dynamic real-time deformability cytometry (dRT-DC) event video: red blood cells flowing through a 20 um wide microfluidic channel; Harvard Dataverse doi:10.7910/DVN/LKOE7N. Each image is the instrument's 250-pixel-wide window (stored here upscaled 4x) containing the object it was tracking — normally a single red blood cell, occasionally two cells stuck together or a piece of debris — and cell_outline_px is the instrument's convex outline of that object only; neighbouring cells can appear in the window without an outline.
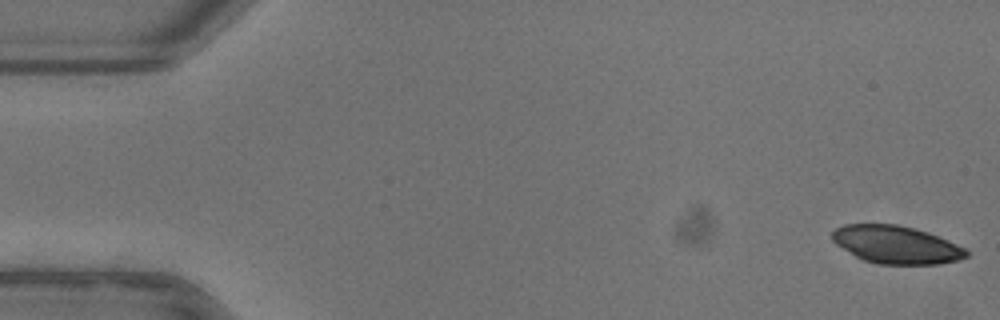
{"species": "common noctule bat (a hibernating species)", "species_latin": "Nyctalus noctula", "temperature_condition": "warm", "stored_images_in_passage": 15, "camera_frame_rate_fps": 3000, "um_per_image_px": 0.085, "animal": {"sex": "female"}, "frame": {"image": 1, "passage_image": 1, "time_ms": 0.0, "image_size_px": [1000, 320], "cell_outline_px": [[968, 256], [960, 260], [940, 264], [876, 264], [864, 260], [856, 256], [836, 244], [832, 240], [832, 232], [836, 228], [844, 224], [896, 224], [928, 232], [968, 248]], "centroid_in_image_um": [76.22, 20.8], "position_along_channel_um": 8.8, "area_um2": 29.65}}
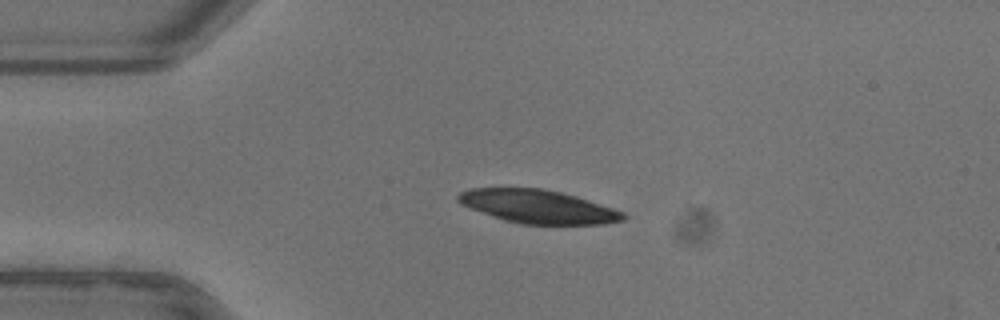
{"frame": {"image": 2, "passage_image": 12, "time_ms": 3.667, "image_size_px": [1000, 320], "cell_outline_px": [[628, 216], [624, 220], [604, 224], [520, 224], [504, 220], [460, 204], [456, 200], [456, 196], [460, 192], [472, 188], [540, 188], [560, 192], [576, 196], [624, 212]], "centroid_in_image_um": [45.73, 17.56], "position_along_channel_um": 39.3, "area_um2": 31.96}}